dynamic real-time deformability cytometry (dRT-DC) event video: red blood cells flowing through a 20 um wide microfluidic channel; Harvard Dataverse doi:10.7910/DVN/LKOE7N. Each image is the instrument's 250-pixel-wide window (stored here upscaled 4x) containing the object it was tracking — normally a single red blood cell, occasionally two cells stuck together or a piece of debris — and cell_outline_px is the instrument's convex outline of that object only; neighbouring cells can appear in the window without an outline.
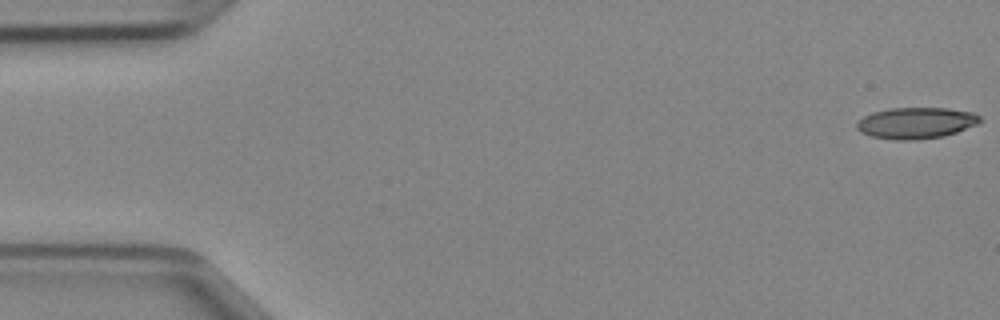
{"species": "Egyptian fruit bat (a non-hibernating species)", "species_latin": "Rousettus aegyptiacus", "temperature_condition": "cold", "stored_images_in_passage": 47, "camera_frame_rate_fps": 3000, "um_per_image_px": 0.085, "animal": {"sex": "female"}, "frame": {"image": 1, "passage_image": 1, "time_ms": 0.0, "image_size_px": [1000, 320], "cell_outline_px": [[984, 120], [976, 124], [956, 132], [944, 136], [916, 140], [892, 140], [872, 136], [860, 132], [856, 128], [856, 124], [864, 116], [872, 112], [888, 108], [948, 108], [972, 112], [980, 116]], "centroid_in_image_um": [77.86, 10.45], "position_along_channel_um": 7.1, "area_um2": 22.54}}
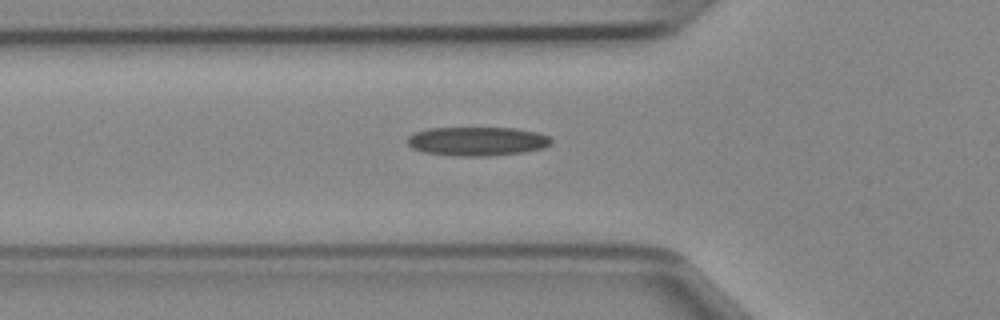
{"frame": {"image": 2, "passage_image": 16, "time_ms": 5.0, "image_size_px": [1000, 320], "cell_outline_px": [[552, 144], [544, 148], [524, 152], [488, 156], [456, 156], [424, 152], [412, 148], [404, 140], [412, 132], [428, 128], [516, 128], [536, 132], [548, 136], [552, 140]], "centroid_in_image_um": [40.53, 12.0], "position_along_channel_um": 85.3, "area_um2": 24.51}}
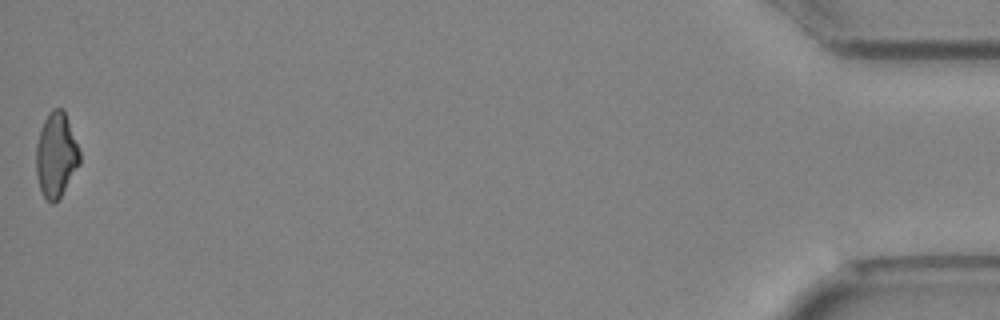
{"frame": {"image": 3, "passage_image": 47, "time_ms": 15.333, "image_size_px": [1000, 320], "cell_outline_px": [[80, 164], [60, 196], [52, 204], [44, 196], [40, 188], [36, 176], [36, 144], [40, 128], [48, 112], [52, 108], [64, 108], [80, 152]], "centroid_in_image_um": [4.76, 13.12], "position_along_channel_um": 430.4, "area_um2": 21.5}}